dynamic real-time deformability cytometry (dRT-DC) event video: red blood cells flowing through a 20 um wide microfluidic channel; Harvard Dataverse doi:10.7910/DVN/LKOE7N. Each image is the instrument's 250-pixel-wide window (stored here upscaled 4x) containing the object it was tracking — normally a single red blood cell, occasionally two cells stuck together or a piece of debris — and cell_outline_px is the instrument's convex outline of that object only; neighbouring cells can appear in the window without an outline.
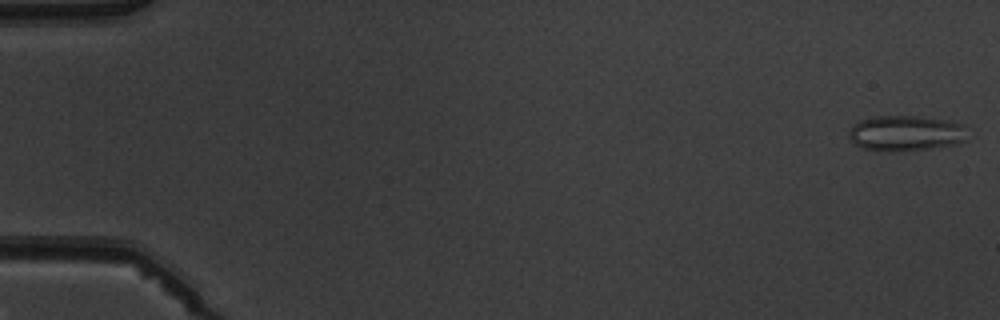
{"species": "common noctule bat (a hibernating species)", "species_latin": "Nyctalus noctula", "temperature_condition": "warm", "stored_images_in_passage": 5, "camera_frame_rate_fps": 3000, "um_per_image_px": 0.085, "animal": {"sex": "male", "body_mass_g": 19.5, "forearm_length_mm": 54.6}, "frame": {"image": 1, "passage_image": 1, "time_ms": 0.0, "image_size_px": [1000, 320], "cell_outline_px": [[964, 140], [952, 144], [928, 148], [896, 152], [888, 152], [864, 148], [856, 144], [848, 136], [848, 132], [852, 124], [860, 120], [872, 116], [916, 116], [948, 120], [964, 124]], "centroid_in_image_um": [76.91, 11.31], "position_along_channel_um": 8.1, "area_um2": 24.39}}
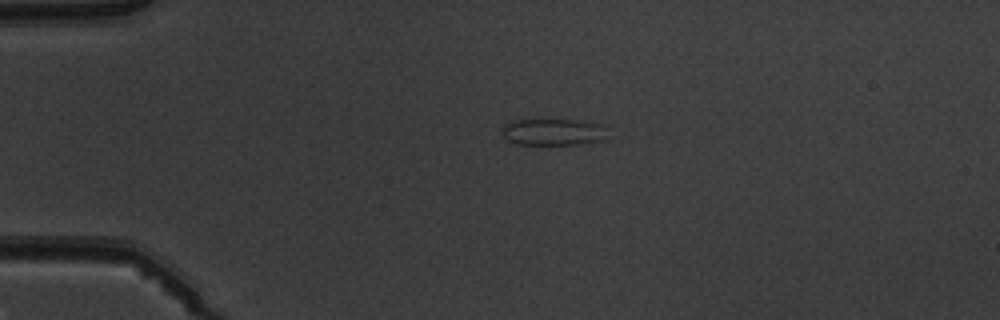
{"frame": {"image": 2, "passage_image": 4, "time_ms": 3.667, "image_size_px": [1000, 320], "cell_outline_px": [[604, 140], [576, 144], [516, 144], [508, 140], [504, 136], [504, 124], [512, 120], [524, 116], [572, 120], [600, 124]], "centroid_in_image_um": [46.86, 11.16], "position_along_channel_um": 38.1, "area_um2": 16.65}}